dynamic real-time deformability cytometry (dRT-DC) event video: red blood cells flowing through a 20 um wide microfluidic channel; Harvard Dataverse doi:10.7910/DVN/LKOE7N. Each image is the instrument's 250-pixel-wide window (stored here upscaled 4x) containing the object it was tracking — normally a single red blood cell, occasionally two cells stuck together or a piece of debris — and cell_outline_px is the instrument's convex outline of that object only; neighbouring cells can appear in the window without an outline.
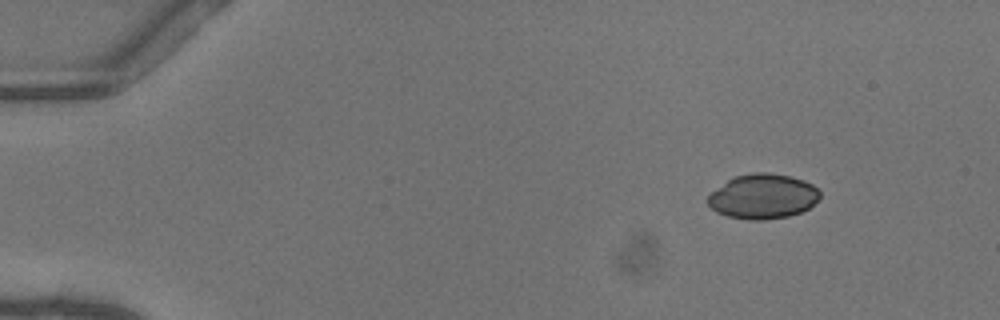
{"species": "common noctule bat (a hibernating species)", "species_latin": "Nyctalus noctula", "temperature_condition": "warm", "stored_images_in_passage": 46, "camera_frame_rate_fps": 3000, "um_per_image_px": 0.085, "animal": {"sex": "female"}, "frame": {"image": 1, "passage_image": 1, "time_ms": 0.0, "image_size_px": [1000, 320], "cell_outline_px": [[820, 196], [808, 208], [800, 212], [788, 216], [764, 220], [748, 220], [728, 216], [716, 212], [708, 204], [708, 196], [712, 192], [728, 180], [736, 176], [756, 172], [768, 172], [788, 176], [804, 180], [812, 184], [820, 192]], "centroid_in_image_um": [64.84, 16.7], "position_along_channel_um": 20.2, "area_um2": 28.96}}
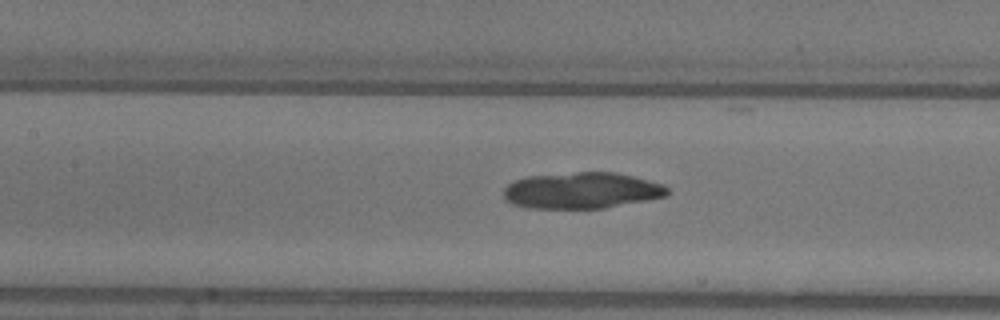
{"frame": {"image": 2, "passage_image": 19, "time_ms": 6.0, "image_size_px": [1000, 320], "cell_outline_px": [[668, 196], [604, 208], [528, 208], [512, 204], [504, 196], [504, 188], [512, 180], [528, 176], [576, 172], [616, 172], [664, 184], [668, 188]], "centroid_in_image_um": [49.45, 16.19], "position_along_channel_um": 158.0, "area_um2": 34.62}}
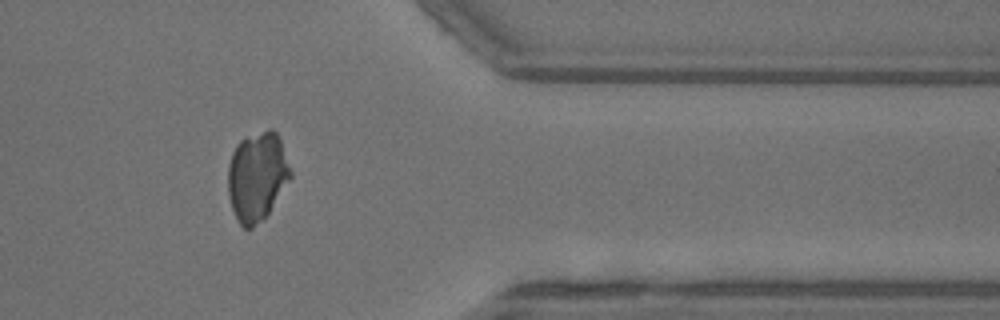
{"frame": {"image": 3, "passage_image": 37, "time_ms": 12.0, "image_size_px": [1000, 320], "cell_outline_px": [[292, 176], [268, 212], [252, 228], [244, 228], [240, 224], [232, 208], [228, 192], [228, 164], [232, 152], [236, 144], [240, 140], [268, 128], [272, 128], [276, 132], [280, 140], [292, 172]], "centroid_in_image_um": [21.84, 14.96], "position_along_channel_um": 389.6, "area_um2": 32.08}}